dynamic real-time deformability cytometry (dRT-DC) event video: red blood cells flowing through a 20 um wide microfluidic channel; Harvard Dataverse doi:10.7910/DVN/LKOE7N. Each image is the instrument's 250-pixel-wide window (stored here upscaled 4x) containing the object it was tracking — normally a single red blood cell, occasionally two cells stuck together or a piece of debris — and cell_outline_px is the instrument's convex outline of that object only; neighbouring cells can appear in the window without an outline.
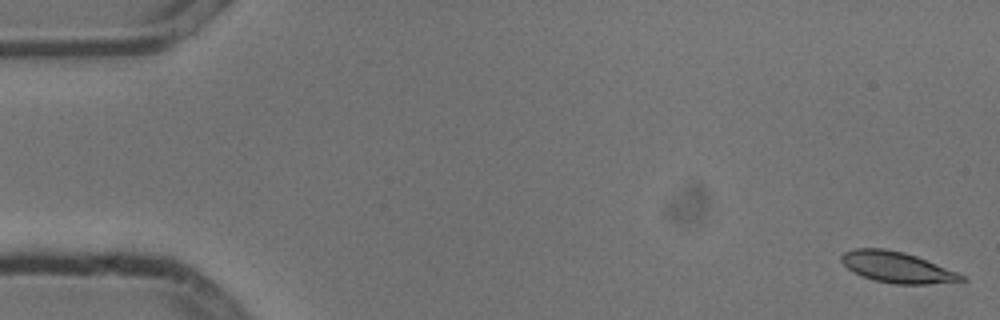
{"species": "common noctule bat (a hibernating species)", "species_latin": "Nyctalus noctula", "temperature_condition": "cold", "stored_images_in_passage": 5, "camera_frame_rate_fps": 3000, "um_per_image_px": 0.085, "animal": {"sex": "male", "body_mass_g": 13.3}, "frame": {"image": 1, "passage_image": 1, "time_ms": 0.0, "image_size_px": [1000, 320], "cell_outline_px": [[968, 280], [928, 284], [892, 284], [872, 280], [852, 272], [840, 260], [840, 256], [844, 252], [856, 248], [884, 248], [904, 252], [916, 256], [956, 272], [964, 276]], "centroid_in_image_um": [76.2, 22.72], "position_along_channel_um": 8.8, "area_um2": 21.56}}
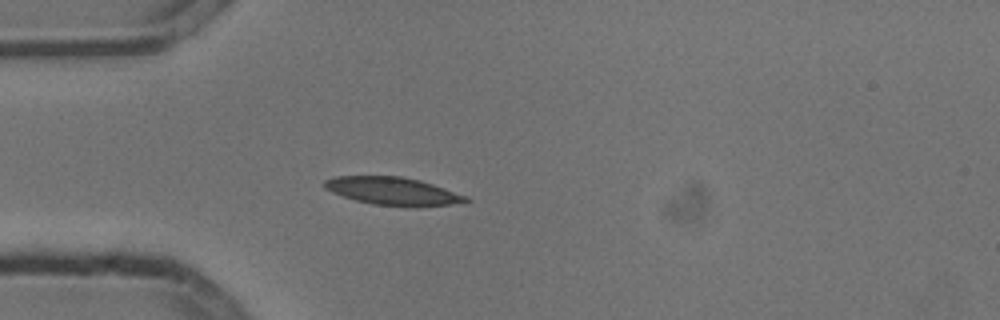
{"frame": {"image": 2, "passage_image": 5, "time_ms": 1.333, "image_size_px": [1000, 320], "cell_outline_px": [[472, 200], [448, 204], [416, 208], [372, 204], [356, 200], [332, 192], [324, 188], [324, 180], [332, 176], [400, 176], [420, 180], [444, 188], [464, 196]], "centroid_in_image_um": [33.34, 16.25], "position_along_channel_um": 51.7, "area_um2": 22.89}}